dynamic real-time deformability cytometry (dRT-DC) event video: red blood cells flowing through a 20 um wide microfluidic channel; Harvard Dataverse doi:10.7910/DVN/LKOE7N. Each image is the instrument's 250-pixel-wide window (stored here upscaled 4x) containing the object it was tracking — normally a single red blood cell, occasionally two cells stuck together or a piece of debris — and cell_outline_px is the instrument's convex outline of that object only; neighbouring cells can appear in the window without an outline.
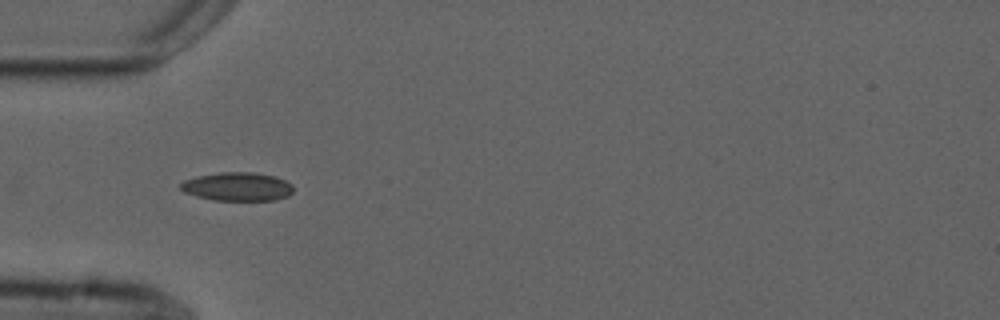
{"species": "common noctule bat (a hibernating species)", "species_latin": "Nyctalus noctula", "temperature_condition": "cold", "stored_images_in_passage": 4, "camera_frame_rate_fps": 3000, "um_per_image_px": 0.085, "animal": {"sex": "male", "forearm_length_mm": 52.5}, "frame": {"image": 1, "passage_image": 4, "time_ms": 5.0, "image_size_px": [1000, 320], "cell_outline_px": [[292, 192], [288, 196], [276, 200], [212, 200], [196, 196], [184, 192], [180, 188], [180, 184], [184, 180], [196, 176], [220, 172], [252, 172], [276, 176], [292, 184]], "centroid_in_image_um": [20.17, 15.86], "position_along_channel_um": 64.8, "area_um2": 18.84}}